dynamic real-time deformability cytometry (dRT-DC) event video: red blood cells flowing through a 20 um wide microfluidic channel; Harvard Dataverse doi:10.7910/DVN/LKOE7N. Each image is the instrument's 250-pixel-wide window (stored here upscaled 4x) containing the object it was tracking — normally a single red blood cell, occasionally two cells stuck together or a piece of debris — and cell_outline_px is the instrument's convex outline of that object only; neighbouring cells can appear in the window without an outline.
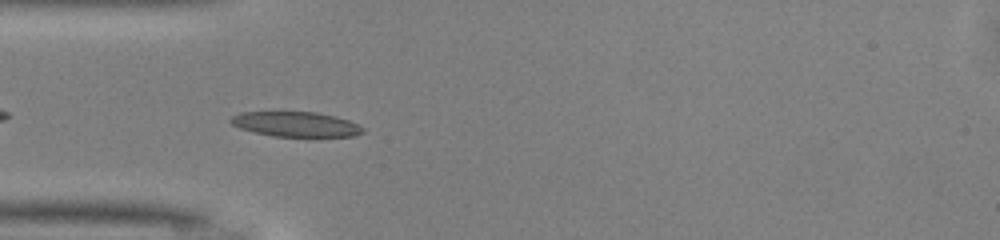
{"species": "common noctule bat (a hibernating species)", "species_latin": "Nyctalus noctula", "temperature_condition": "warm", "stored_images_in_passage": 33, "camera_frame_rate_fps": 3000, "um_per_image_px": 0.085, "animal": {"sex": "male", "body_mass_g": 13.0, "forearm_length_mm": 53.1}, "frame": {"image": 1, "passage_image": 3, "time_ms": 0.667, "image_size_px": [1000, 240], "cell_outline_px": [[364, 132], [352, 136], [272, 136], [240, 128], [232, 124], [228, 120], [232, 116], [240, 112], [316, 112], [336, 116], [348, 120], [364, 128]], "centroid_in_image_um": [25.13, 10.55], "position_along_channel_um": 59.9, "area_um2": 19.02}}
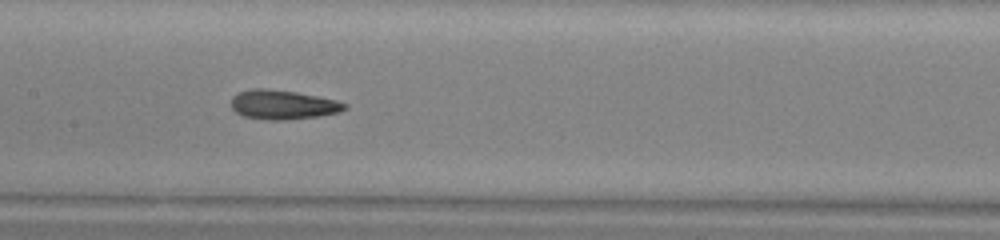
{"frame": {"image": 2, "passage_image": 12, "time_ms": 3.667, "image_size_px": [1000, 240], "cell_outline_px": [[348, 108], [340, 112], [320, 116], [284, 120], [268, 120], [244, 116], [236, 112], [232, 108], [232, 96], [240, 92], [252, 88], [268, 88], [296, 92], [336, 100], [348, 104]], "centroid_in_image_um": [24.07, 8.9], "position_along_channel_um": 183.3, "area_um2": 19.42}}
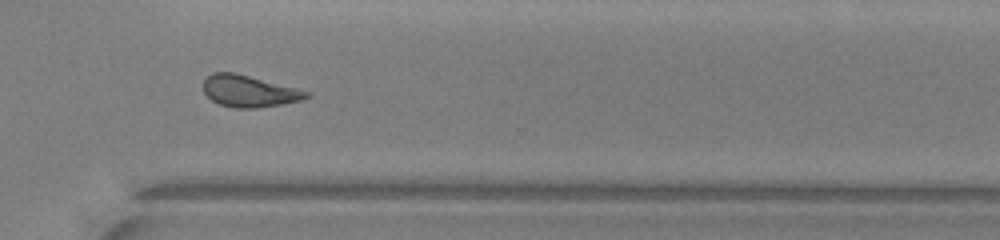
{"frame": {"image": 3, "passage_image": 24, "time_ms": 7.667, "image_size_px": [1000, 240], "cell_outline_px": [[308, 96], [304, 100], [256, 108], [236, 108], [220, 104], [212, 100], [204, 92], [204, 80], [212, 72], [236, 72], [296, 88], [308, 92]], "centroid_in_image_um": [21.15, 7.74], "position_along_channel_um": 349.4, "area_um2": 18.84}, "authors_computed_cell_mechanics": {"area_um2": 18.8428, "velocity_mm_per_s": 4.1486, "shape_relaxation_time_tau1_ms": 5.3012, "shape_relaxation_time_tau2_ms": 2.297, "deformation_change_tau1": 0.1746, "deformation_change_tau2": 0.1056}}